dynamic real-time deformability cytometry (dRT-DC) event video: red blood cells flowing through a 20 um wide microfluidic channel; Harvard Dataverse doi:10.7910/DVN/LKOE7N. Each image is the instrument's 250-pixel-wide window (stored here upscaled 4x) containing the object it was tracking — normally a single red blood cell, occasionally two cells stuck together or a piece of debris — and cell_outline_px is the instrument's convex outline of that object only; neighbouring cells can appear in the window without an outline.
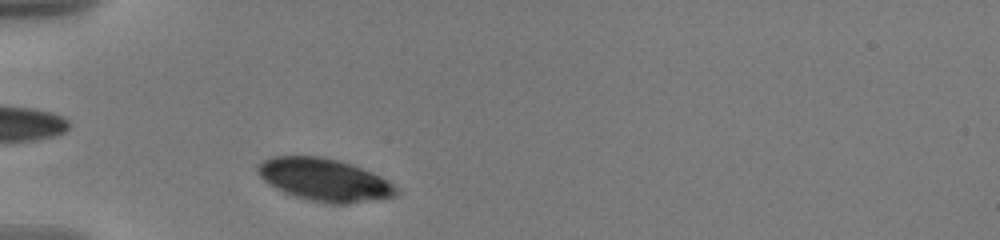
{"species": "human", "species_latin": "Homo sapiens", "temperature_condition": "warm", "stored_images_in_passage": 42, "camera_frame_rate_fps": 3000, "um_per_image_px": 0.085, "donor": {"sex": "male"}, "frame": {"image": 1, "passage_image": 3, "time_ms": 0.667, "image_size_px": [1000, 240], "cell_outline_px": [[396, 196], [348, 204], [328, 204], [308, 200], [284, 192], [276, 188], [264, 180], [256, 172], [256, 164], [272, 156], [324, 156], [340, 160], [352, 164], [372, 172], [388, 180], [396, 188]], "centroid_in_image_um": [27.55, 15.27], "position_along_channel_um": 57.5, "area_um2": 34.45}}
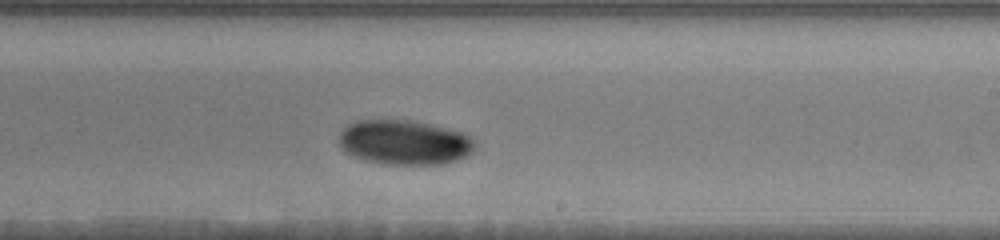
{"frame": {"image": 2, "passage_image": 21, "time_ms": 6.667, "image_size_px": [1000, 240], "cell_outline_px": [[476, 148], [468, 156], [444, 164], [388, 164], [364, 160], [352, 156], [340, 144], [340, 132], [348, 124], [356, 120], [412, 120], [432, 124], [464, 132], [472, 136], [476, 144]], "centroid_in_image_um": [34.44, 12.09], "position_along_channel_um": 254.6, "area_um2": 35.66}}
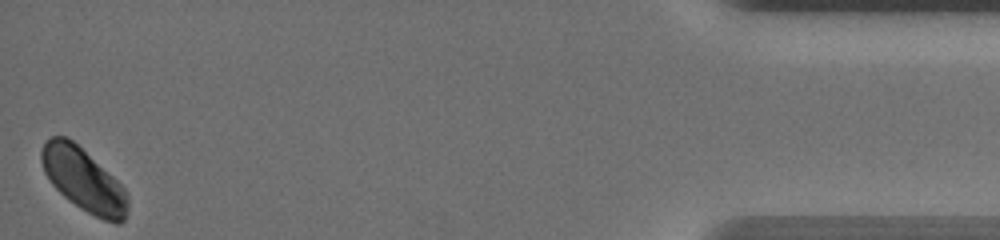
{"frame": {"image": 3, "passage_image": 42, "time_ms": 13.667, "image_size_px": [1000, 240], "cell_outline_px": [[128, 208], [124, 220], [120, 224], [116, 224], [104, 220], [80, 208], [68, 200], [52, 184], [44, 172], [40, 160], [40, 152], [44, 144], [52, 136], [68, 136], [112, 176], [124, 188], [128, 196]], "centroid_in_image_um": [7.09, 15.29], "position_along_channel_um": 428.1, "area_um2": 31.39}, "authors_computed_cell_mechanics": {"area_um2": 34.4199, "velocity_mm_per_s": 3.5159, "shape_relaxation_time_tau1_ms": 1.9057, "shape_relaxation_time_tau2_ms": null, "deformation_change_tau1": 0.0538, "deformation_change_tau2": null}}